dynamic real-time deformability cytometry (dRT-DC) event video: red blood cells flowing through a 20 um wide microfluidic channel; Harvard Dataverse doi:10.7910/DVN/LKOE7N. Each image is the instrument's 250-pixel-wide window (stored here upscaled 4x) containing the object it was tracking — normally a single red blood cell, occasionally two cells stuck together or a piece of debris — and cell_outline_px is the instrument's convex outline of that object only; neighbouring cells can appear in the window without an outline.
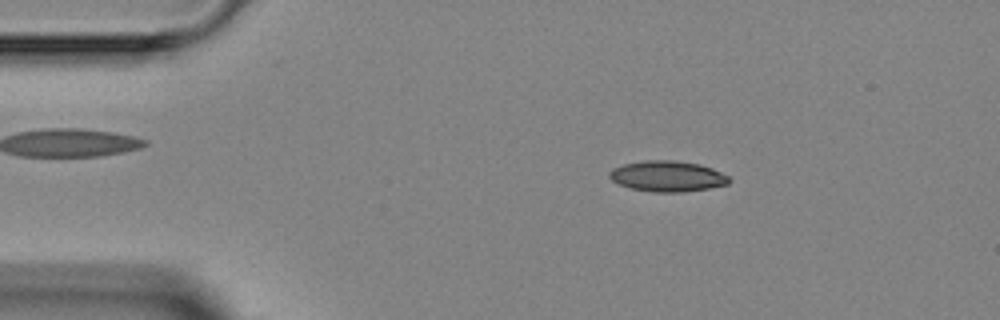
{"species": "Egyptian fruit bat (a non-hibernating species)", "species_latin": "Rousettus aegyptiacus", "temperature_condition": "room temperature", "stored_images_in_passage": 5, "camera_frame_rate_fps": 3000, "um_per_image_px": 0.085, "animal": {"sex": "female"}, "frame": {"image": 1, "passage_image": 3, "time_ms": 2.333, "image_size_px": [1000, 320], "cell_outline_px": [[732, 180], [728, 184], [708, 188], [684, 192], [652, 192], [632, 188], [620, 184], [612, 180], [608, 176], [608, 172], [612, 168], [624, 164], [644, 160], [672, 160], [700, 164], [712, 168], [728, 176]], "centroid_in_image_um": [56.73, 14.97], "position_along_channel_um": 28.3, "area_um2": 21.44}}
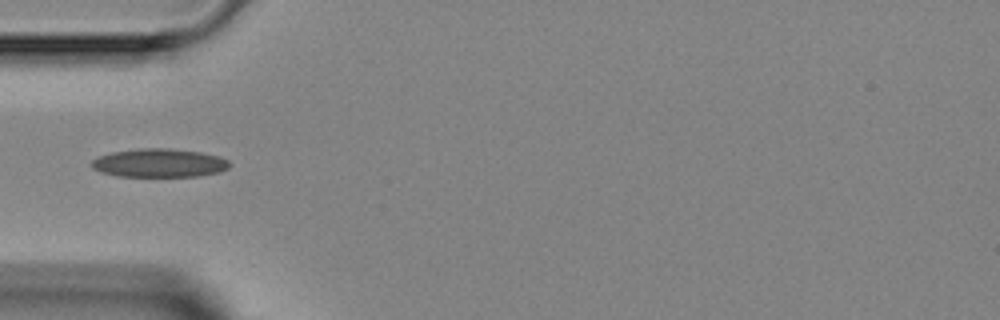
{"frame": {"image": 2, "passage_image": 5, "time_ms": 4.667, "image_size_px": [1000, 320], "cell_outline_px": [[232, 164], [228, 168], [220, 172], [200, 176], [116, 176], [100, 172], [92, 168], [92, 160], [100, 156], [112, 152], [140, 148], [168, 148], [200, 152], [220, 156], [228, 160]], "centroid_in_image_um": [13.57, 13.85], "position_along_channel_um": 71.4, "area_um2": 23.0}}